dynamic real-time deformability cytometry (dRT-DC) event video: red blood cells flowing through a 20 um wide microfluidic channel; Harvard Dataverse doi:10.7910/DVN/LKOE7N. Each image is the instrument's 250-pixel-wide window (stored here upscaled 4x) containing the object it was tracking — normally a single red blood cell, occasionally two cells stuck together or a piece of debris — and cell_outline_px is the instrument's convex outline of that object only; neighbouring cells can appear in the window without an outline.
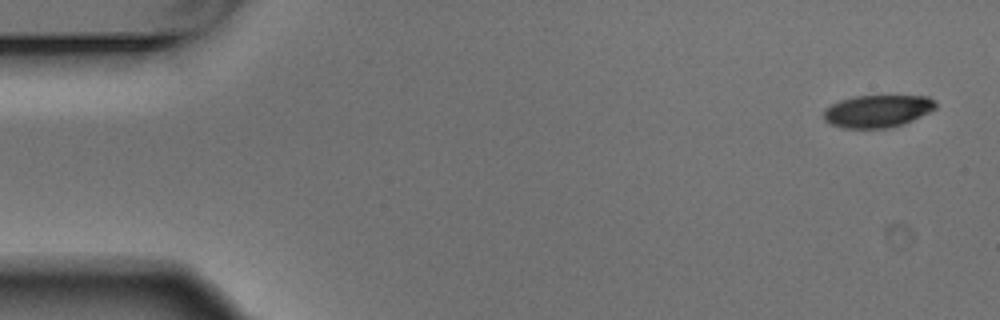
{"species": "Egyptian fruit bat (a non-hibernating species)", "species_latin": "Rousettus aegyptiacus", "temperature_condition": "warm", "stored_images_in_passage": 4, "camera_frame_rate_fps": 3000, "um_per_image_px": 0.085, "animal": {"sex": "male"}, "frame": {"image": 1, "passage_image": 1, "time_ms": 0.0, "image_size_px": [1000, 320], "cell_outline_px": [[936, 108], [904, 124], [888, 128], [844, 128], [832, 124], [824, 120], [824, 108], [840, 100], [856, 96], [928, 96], [936, 100]], "centroid_in_image_um": [74.59, 9.44], "position_along_channel_um": 10.4, "area_um2": 21.1}}
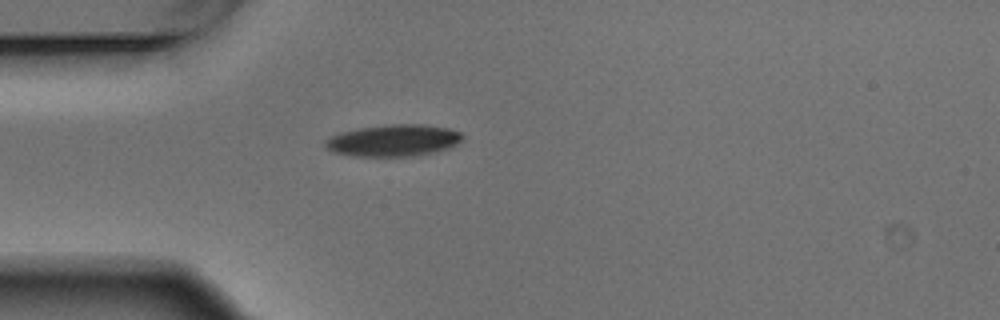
{"frame": {"image": 2, "passage_image": 4, "time_ms": 1.0, "image_size_px": [1000, 320], "cell_outline_px": [[464, 140], [452, 148], [416, 156], [352, 156], [332, 152], [324, 148], [324, 140], [340, 132], [360, 128], [392, 124], [424, 124], [448, 128], [460, 132], [464, 136]], "centroid_in_image_um": [33.47, 11.95], "position_along_channel_um": 51.5, "area_um2": 25.78}}